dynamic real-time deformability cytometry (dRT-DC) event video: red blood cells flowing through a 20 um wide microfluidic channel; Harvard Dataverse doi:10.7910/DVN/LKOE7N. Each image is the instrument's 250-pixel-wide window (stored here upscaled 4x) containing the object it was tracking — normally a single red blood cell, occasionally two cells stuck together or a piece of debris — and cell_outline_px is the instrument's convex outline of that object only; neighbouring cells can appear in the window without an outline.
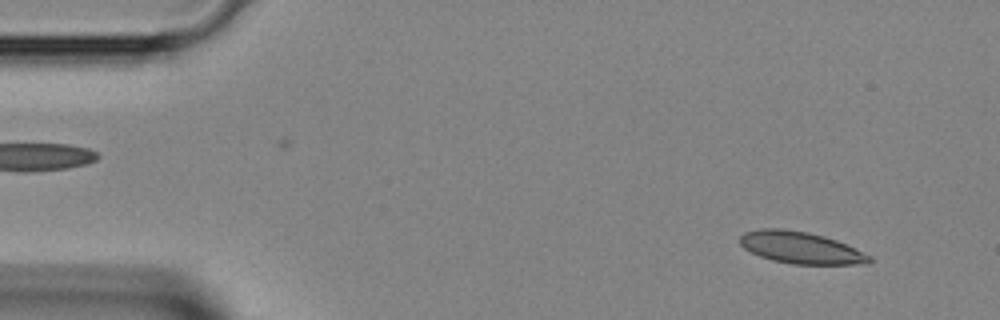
{"species": "Egyptian fruit bat (a non-hibernating species)", "species_latin": "Rousettus aegyptiacus", "temperature_condition": "room temperature", "stored_images_in_passage": 42, "camera_frame_rate_fps": 3000, "um_per_image_px": 0.085, "animal": {"sex": "female"}, "frame": {"image": 1, "passage_image": 3, "time_ms": 0.667, "image_size_px": [1000, 320], "cell_outline_px": [[872, 260], [868, 264], [792, 264], [772, 260], [760, 256], [744, 248], [740, 244], [740, 236], [744, 232], [760, 228], [784, 228], [808, 232], [824, 236], [836, 240], [872, 256]], "centroid_in_image_um": [68.05, 21.04], "position_along_channel_um": 16.9, "area_um2": 24.04}}
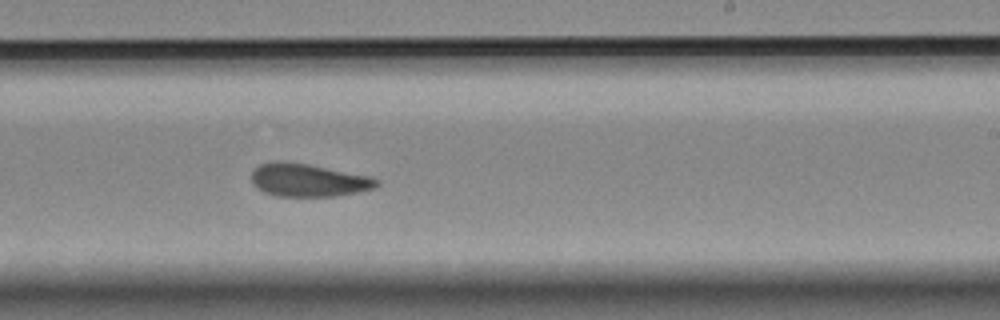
{"frame": {"image": 2, "passage_image": 25, "time_ms": 8.0, "image_size_px": [1000, 320], "cell_outline_px": [[380, 184], [376, 188], [336, 196], [276, 196], [264, 192], [256, 188], [252, 184], [252, 172], [260, 164], [276, 160], [280, 160], [308, 164], [372, 176], [380, 180]], "centroid_in_image_um": [26.22, 15.31], "position_along_channel_um": 262.8, "area_um2": 24.28}}
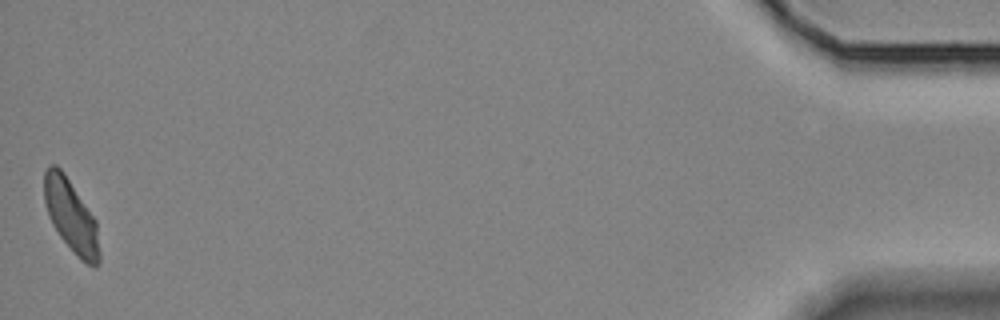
{"frame": {"image": 3, "passage_image": 42, "time_ms": 13.667, "image_size_px": [1000, 320], "cell_outline_px": [[100, 260], [96, 268], [80, 260], [60, 236], [52, 224], [48, 216], [44, 200], [44, 172], [48, 164], [56, 164], [64, 172], [96, 220], [100, 252]], "centroid_in_image_um": [6.03, 18.35], "position_along_channel_um": 429.2, "area_um2": 23.47}}